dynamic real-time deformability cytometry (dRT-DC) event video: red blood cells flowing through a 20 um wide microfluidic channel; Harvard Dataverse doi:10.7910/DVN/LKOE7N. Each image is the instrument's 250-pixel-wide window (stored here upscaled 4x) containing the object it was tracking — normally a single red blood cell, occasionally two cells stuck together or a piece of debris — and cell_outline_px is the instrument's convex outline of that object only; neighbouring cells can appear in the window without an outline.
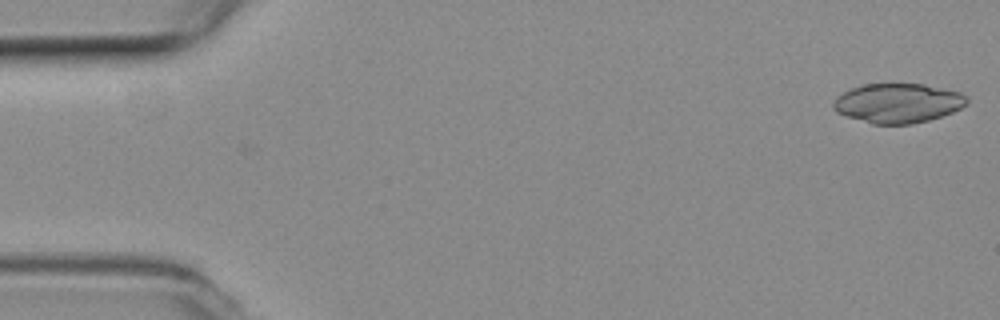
{"species": "common noctule bat (a hibernating species)", "species_latin": "Nyctalus noctula", "temperature_condition": "room temperature", "stored_images_in_passage": 46, "segment_of_instrument_passage": [1, 2], "camera_frame_rate_fps": 3000, "um_per_image_px": 0.085, "animal": {"sex": "female", "body_mass_g": 19.3, "forearm_length_mm": 54.1}, "frame": {"image": 1, "passage_image": 1, "time_ms": 0.0, "image_size_px": [1000, 320], "cell_outline_px": [[968, 104], [952, 112], [928, 120], [912, 124], [872, 124], [836, 112], [832, 108], [832, 104], [836, 96], [852, 88], [864, 84], [924, 84], [960, 92], [968, 96]], "centroid_in_image_um": [76.32, 8.76], "position_along_channel_um": 8.7, "area_um2": 30.69}}